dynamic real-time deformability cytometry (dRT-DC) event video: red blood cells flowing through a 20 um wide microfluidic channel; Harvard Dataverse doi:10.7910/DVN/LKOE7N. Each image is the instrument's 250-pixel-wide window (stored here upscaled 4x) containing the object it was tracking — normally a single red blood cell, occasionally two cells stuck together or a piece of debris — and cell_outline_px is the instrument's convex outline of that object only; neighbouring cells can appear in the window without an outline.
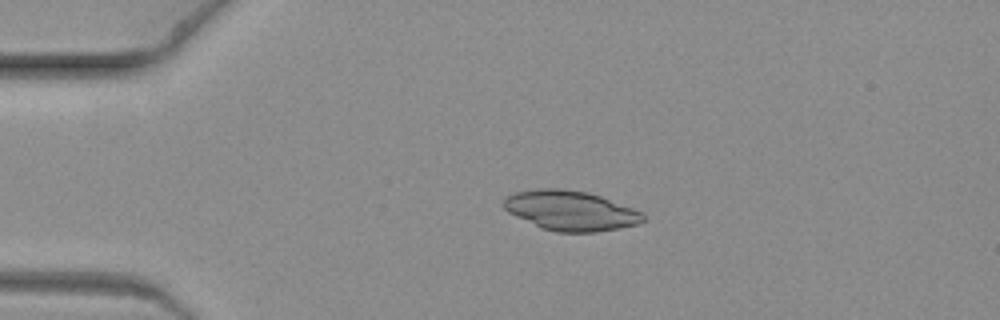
{"species": "common noctule bat (a hibernating species)", "species_latin": "Nyctalus noctula", "temperature_condition": "warm", "stored_images_in_passage": 5, "camera_frame_rate_fps": 3000, "um_per_image_px": 0.085, "animal": {"sex": "female", "body_mass_g": 19.3, "forearm_length_mm": 54.1}, "frame": {"image": 1, "passage_image": 4, "time_ms": 1.0, "image_size_px": [1000, 320], "cell_outline_px": [[644, 220], [640, 224], [620, 228], [596, 232], [556, 232], [540, 228], [508, 212], [500, 204], [508, 196], [516, 192], [536, 188], [560, 188], [588, 192], [600, 196], [632, 208], [640, 212], [644, 216]], "centroid_in_image_um": [48.47, 17.9], "position_along_channel_um": 36.5, "area_um2": 32.37}}